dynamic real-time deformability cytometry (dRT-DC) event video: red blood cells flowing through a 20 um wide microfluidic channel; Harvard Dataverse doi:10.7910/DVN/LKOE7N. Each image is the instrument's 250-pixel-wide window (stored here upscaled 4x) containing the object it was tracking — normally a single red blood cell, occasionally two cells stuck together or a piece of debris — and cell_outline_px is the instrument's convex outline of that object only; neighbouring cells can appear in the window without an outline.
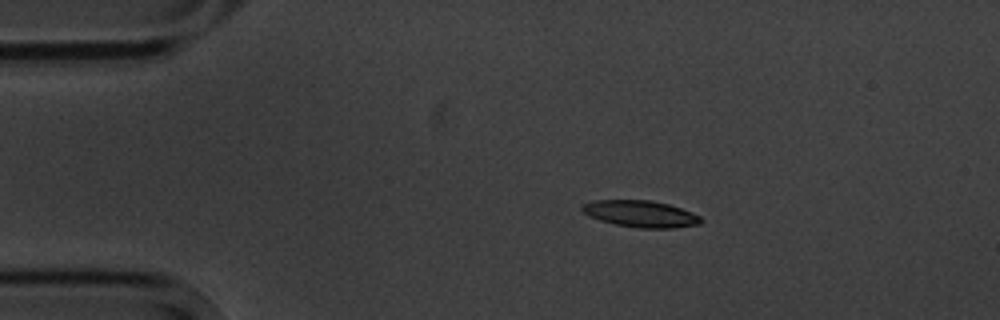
{"species": "common noctule bat (a hibernating species)", "species_latin": "Nyctalus noctula", "temperature_condition": "cold", "stored_images_in_passage": 9, "camera_frame_rate_fps": 3000, "um_per_image_px": 0.085, "animal": {"sex": "male", "body_mass_g": 20.1, "forearm_length_mm": 53.5}, "frame": {"image": 1, "passage_image": 1, "time_ms": 0.0, "image_size_px": [1000, 320], "cell_outline_px": [[704, 220], [700, 224], [672, 228], [640, 228], [616, 224], [600, 220], [588, 216], [580, 208], [584, 204], [596, 200], [652, 200], [668, 204], [692, 212], [700, 216]], "centroid_in_image_um": [54.48, 18.17], "position_along_channel_um": 30.5, "area_um2": 18.38}}
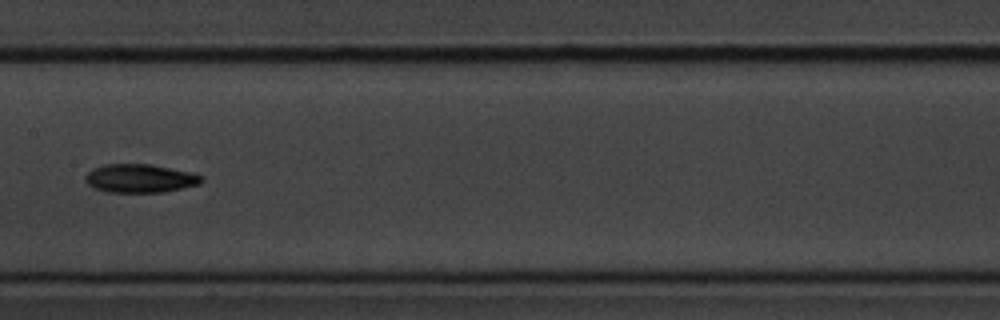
{"frame": {"image": 2, "passage_image": 6, "time_ms": 6.0, "image_size_px": [1000, 320], "cell_outline_px": [[204, 180], [200, 184], [164, 192], [108, 192], [92, 188], [84, 180], [84, 176], [92, 168], [104, 164], [152, 164], [192, 172], [200, 176]], "centroid_in_image_um": [11.87, 15.16], "position_along_channel_um": 195.5, "area_um2": 19.48}}
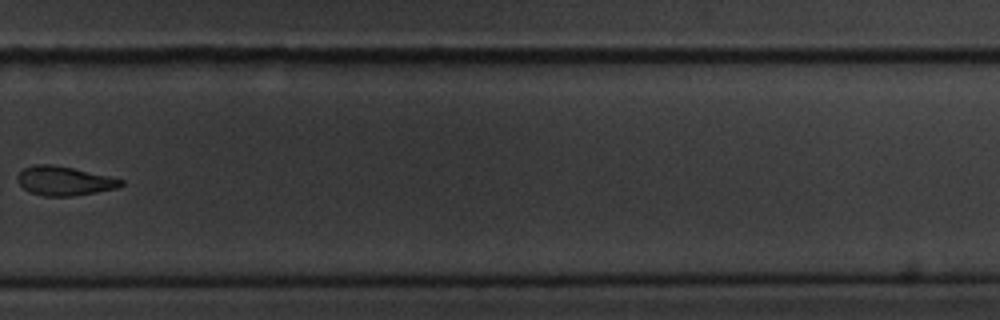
{"frame": {"image": 3, "passage_image": 9, "time_ms": 9.667, "image_size_px": [1000, 320], "cell_outline_px": [[124, 184], [116, 188], [96, 192], [72, 196], [44, 196], [32, 192], [24, 188], [16, 180], [16, 176], [24, 168], [32, 164], [52, 164], [72, 168], [108, 176], [124, 180]], "centroid_in_image_um": [5.44, 15.37], "position_along_channel_um": 324.4, "area_um2": 17.4}}